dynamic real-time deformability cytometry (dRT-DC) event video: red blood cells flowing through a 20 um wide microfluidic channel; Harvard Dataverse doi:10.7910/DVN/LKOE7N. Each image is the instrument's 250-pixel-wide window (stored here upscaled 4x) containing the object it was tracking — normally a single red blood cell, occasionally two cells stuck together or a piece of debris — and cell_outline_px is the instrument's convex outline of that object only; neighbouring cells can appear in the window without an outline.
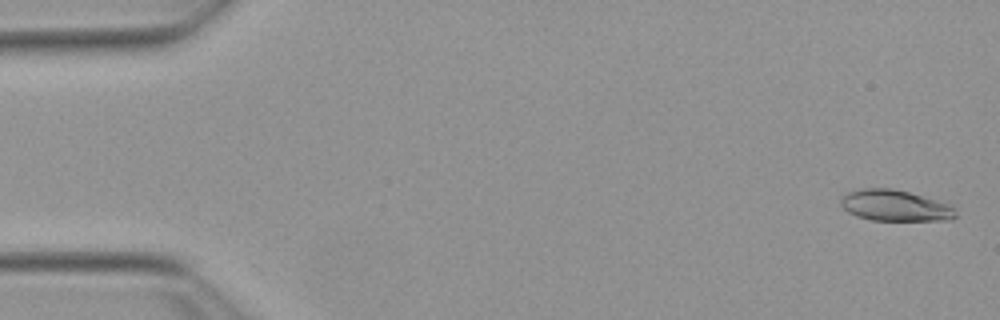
{"species": "Egyptian fruit bat (a non-hibernating species)", "species_latin": "Rousettus aegyptiacus", "temperature_condition": "warm", "stored_images_in_passage": 53, "camera_frame_rate_fps": 3000, "um_per_image_px": 0.085, "animal": {"sex": "female"}, "frame": {"image": 1, "passage_image": 2, "time_ms": 0.333, "image_size_px": [1000, 320], "cell_outline_px": [[956, 216], [952, 220], [872, 220], [856, 216], [848, 212], [840, 204], [840, 196], [848, 192], [860, 188], [892, 188], [908, 192], [936, 200], [948, 204], [956, 208]], "centroid_in_image_um": [76.05, 17.47], "position_along_channel_um": 8.9, "area_um2": 20.87}}
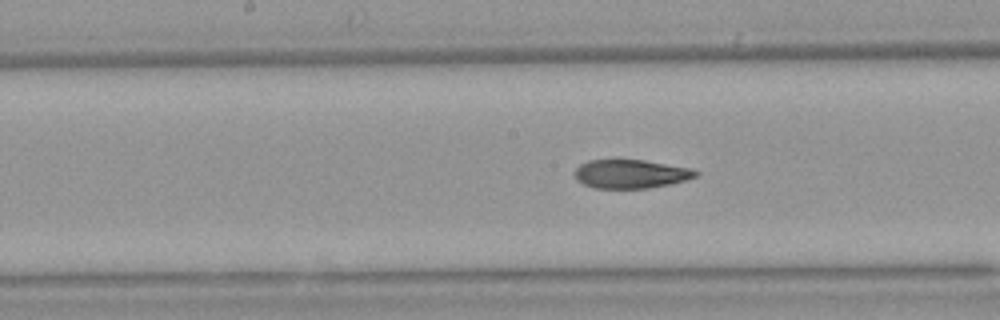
{"frame": {"image": 2, "passage_image": 27, "time_ms": 8.667, "image_size_px": [1000, 320], "cell_outline_px": [[700, 172], [696, 176], [684, 180], [668, 184], [648, 188], [596, 188], [584, 184], [576, 180], [572, 172], [580, 164], [588, 160], [644, 160], [692, 168]], "centroid_in_image_um": [53.58, 14.77], "position_along_channel_um": 194.6, "area_um2": 20.23}}
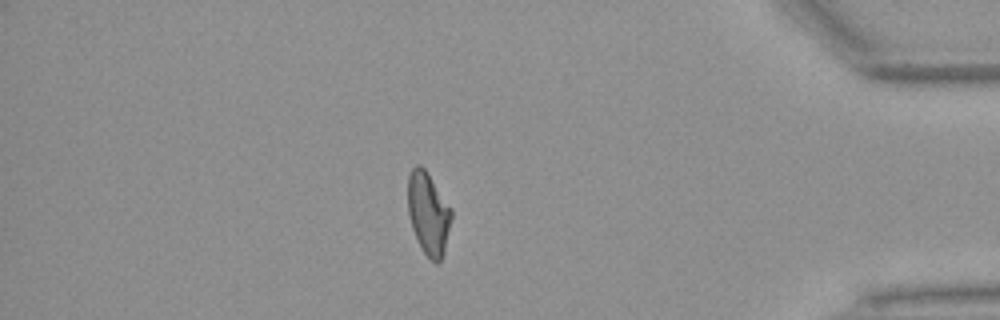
{"frame": {"image": 3, "passage_image": 46, "time_ms": 15.0, "image_size_px": [1000, 320], "cell_outline_px": [[452, 216], [444, 252], [440, 260], [436, 264], [424, 252], [412, 228], [408, 216], [408, 176], [412, 168], [416, 164], [420, 164], [424, 168], [452, 208]], "centroid_in_image_um": [36.41, 18.11], "position_along_channel_um": 398.8, "area_um2": 20.75}, "authors_computed_cell_mechanics": {"area_um2": 21.2126, "velocity_mm_per_s": 3.854, "shape_relaxation_time_tau1_ms": null, "shape_relaxation_time_tau2_ms": 2.6969, "deformation_change_tau1": null, "deformation_change_tau2": 0.0942}}